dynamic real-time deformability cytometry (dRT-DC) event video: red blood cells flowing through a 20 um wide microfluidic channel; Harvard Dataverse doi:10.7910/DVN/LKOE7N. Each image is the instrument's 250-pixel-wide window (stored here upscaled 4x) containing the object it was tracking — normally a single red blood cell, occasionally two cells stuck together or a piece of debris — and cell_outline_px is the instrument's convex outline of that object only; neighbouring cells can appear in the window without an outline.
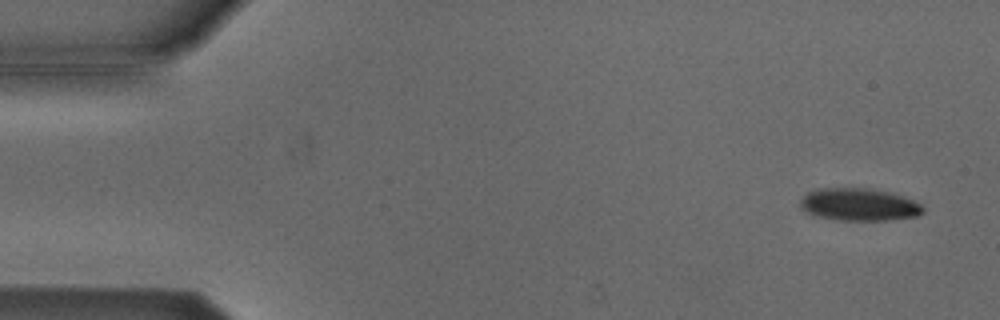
{"species": "Egyptian fruit bat (a non-hibernating species)", "species_latin": "Rousettus aegyptiacus", "temperature_condition": "cold", "stored_images_in_passage": 15, "camera_frame_rate_fps": 3000, "um_per_image_px": 0.085, "animal": {"sex": "male"}, "frame": {"image": 1, "passage_image": 3, "time_ms": 0.667, "image_size_px": [1000, 320], "cell_outline_px": [[924, 212], [916, 216], [888, 220], [840, 220], [820, 216], [808, 212], [800, 208], [800, 200], [808, 192], [816, 188], [872, 188], [892, 192], [904, 196], [920, 204], [924, 208]], "centroid_in_image_um": [73.04, 17.37], "position_along_channel_um": 12.0, "area_um2": 23.24}}